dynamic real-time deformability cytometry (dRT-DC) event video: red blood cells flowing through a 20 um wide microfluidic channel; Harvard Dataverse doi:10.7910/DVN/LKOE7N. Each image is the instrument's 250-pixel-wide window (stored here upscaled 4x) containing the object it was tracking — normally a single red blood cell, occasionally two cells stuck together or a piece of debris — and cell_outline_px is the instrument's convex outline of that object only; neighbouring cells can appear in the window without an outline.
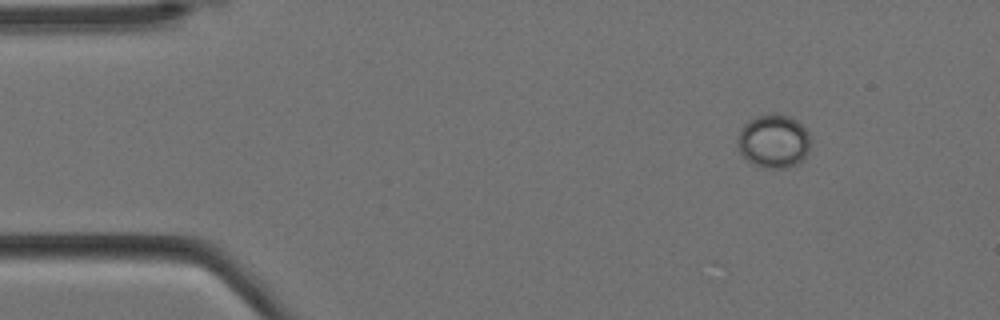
{"species": "Egyptian fruit bat (a non-hibernating species)", "species_latin": "Rousettus aegyptiacus", "temperature_condition": "cold", "stored_images_in_passage": 3, "camera_frame_rate_fps": 3000, "um_per_image_px": 0.085, "animal": {"sex": "female"}, "frame": {"image": 1, "passage_image": 1, "time_ms": 0.0, "image_size_px": [1000, 320], "cell_outline_px": [[808, 152], [800, 164], [788, 168], [764, 168], [752, 164], [740, 152], [736, 144], [736, 140], [740, 128], [748, 120], [756, 116], [772, 112], [776, 112], [792, 116], [808, 132]], "centroid_in_image_um": [65.73, 11.99], "position_along_channel_um": 19.3, "area_um2": 23.24}}
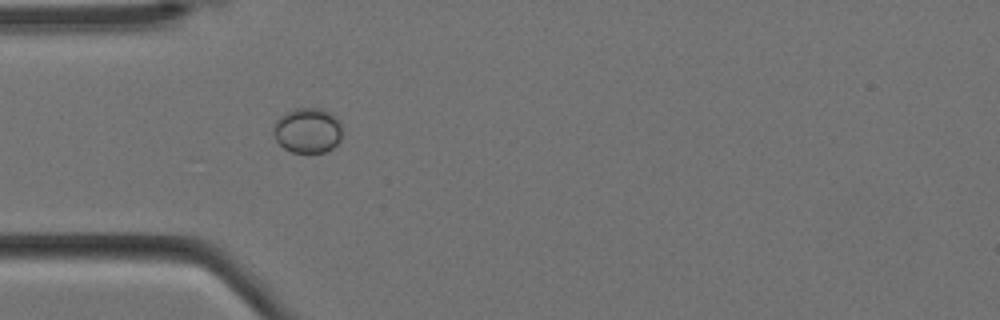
{"frame": {"image": 2, "passage_image": 3, "time_ms": 0.667, "image_size_px": [1000, 320], "cell_outline_px": [[340, 140], [332, 148], [324, 152], [292, 152], [284, 148], [276, 140], [272, 132], [272, 128], [276, 120], [280, 116], [296, 108], [320, 108], [332, 112], [336, 116], [340, 124]], "centroid_in_image_um": [26.13, 11.07], "position_along_channel_um": 58.9, "area_um2": 18.09}}